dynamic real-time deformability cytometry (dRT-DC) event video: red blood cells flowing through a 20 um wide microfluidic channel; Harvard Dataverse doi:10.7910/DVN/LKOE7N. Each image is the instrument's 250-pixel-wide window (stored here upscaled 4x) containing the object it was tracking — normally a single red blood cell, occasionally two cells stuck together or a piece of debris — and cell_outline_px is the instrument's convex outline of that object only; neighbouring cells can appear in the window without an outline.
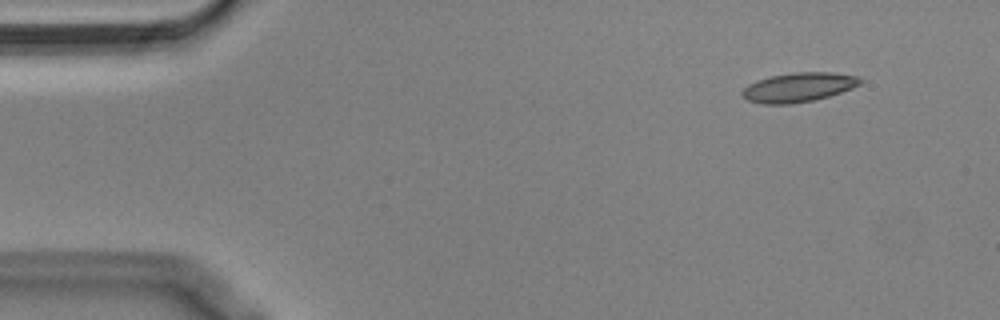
{"species": "Egyptian fruit bat (a non-hibernating species)", "species_latin": "Rousettus aegyptiacus", "temperature_condition": "cold", "stored_images_in_passage": 51, "camera_frame_rate_fps": 3000, "um_per_image_px": 0.085, "animal": {"sex": "male"}, "frame": {"image": 1, "passage_image": 1, "time_ms": 0.0, "image_size_px": [1000, 320], "cell_outline_px": [[864, 80], [860, 84], [852, 88], [828, 96], [812, 100], [792, 104], [760, 104], [748, 100], [740, 92], [748, 84], [772, 76], [796, 72], [832, 72], [856, 76]], "centroid_in_image_um": [67.88, 7.42], "position_along_channel_um": 17.1, "area_um2": 19.94}}
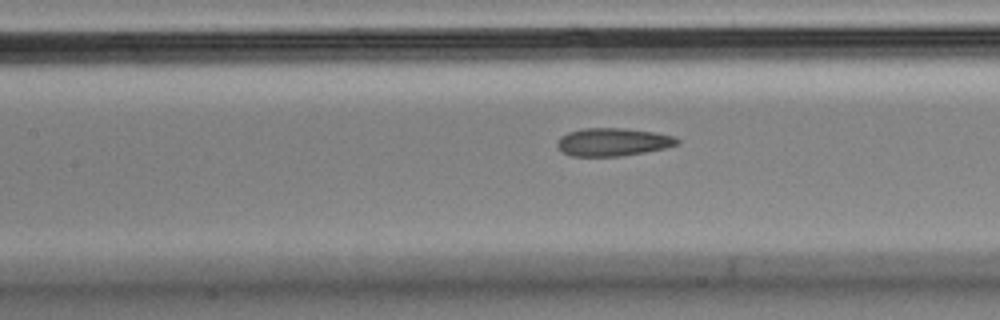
{"frame": {"image": 2, "passage_image": 20, "time_ms": 6.333, "image_size_px": [1000, 320], "cell_outline_px": [[680, 144], [664, 148], [644, 152], [620, 156], [572, 156], [564, 152], [556, 144], [556, 140], [560, 136], [568, 132], [584, 128], [624, 128], [652, 132], [676, 136], [680, 140]], "centroid_in_image_um": [52.1, 12.06], "position_along_channel_um": 155.3, "area_um2": 19.54}}
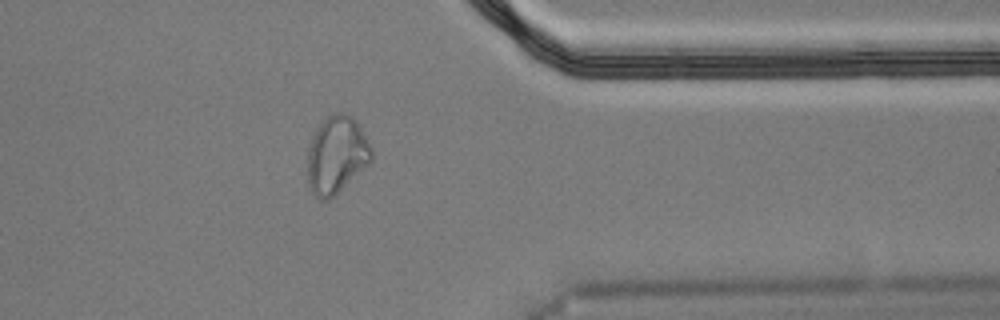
{"frame": {"image": 3, "passage_image": 40, "time_ms": 13.0, "image_size_px": [1000, 320], "cell_outline_px": [[372, 160], [368, 164], [328, 200], [320, 200], [312, 196], [308, 184], [308, 144], [320, 120], [336, 112], [344, 112], [352, 116], [356, 120], [372, 148]], "centroid_in_image_um": [28.57, 13.14], "position_along_channel_um": 382.8, "area_um2": 28.96}, "authors_computed_cell_mechanics": {"area_um2": 20.519, "velocity_mm_per_s": 3.5961, "shape_relaxation_time_tau1_ms": null, "shape_relaxation_time_tau2_ms": 2.3493, "deformation_change_tau1": null, "deformation_change_tau2": 0.0884}}